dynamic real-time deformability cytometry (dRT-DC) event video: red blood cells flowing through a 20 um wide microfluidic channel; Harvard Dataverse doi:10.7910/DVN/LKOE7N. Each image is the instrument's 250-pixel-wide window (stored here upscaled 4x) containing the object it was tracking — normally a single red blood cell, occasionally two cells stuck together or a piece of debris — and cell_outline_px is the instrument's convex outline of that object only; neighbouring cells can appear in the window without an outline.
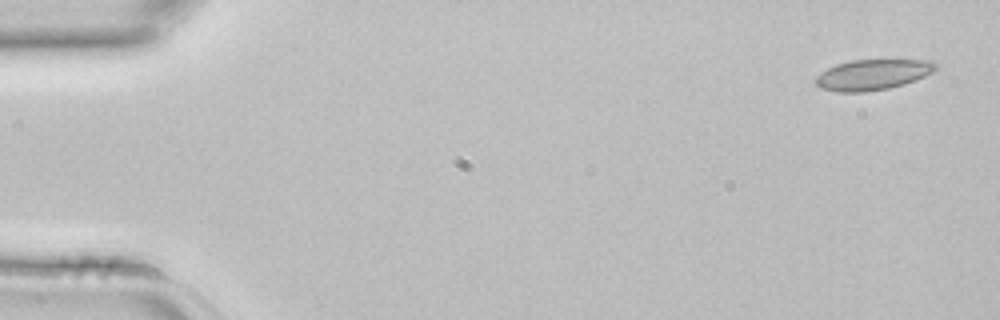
{"species": "common noctule bat (a hibernating species)", "species_latin": "Nyctalus noctula", "temperature_condition": "room temperature", "stored_images_in_passage": 5, "segment_of_instrument_passage": [1, 2], "camera_frame_rate_fps": 3000, "um_per_image_px": 0.085, "animal": {"sex": "female", "body_mass_g": 22.7, "forearm_length_mm": 54.2}, "frame": {"image": 1, "passage_image": 1, "time_ms": 0.0, "image_size_px": [1000, 320], "cell_outline_px": [[936, 68], [932, 72], [916, 80], [904, 84], [888, 88], [864, 92], [836, 92], [820, 88], [816, 84], [816, 76], [828, 68], [836, 64], [852, 60], [932, 60], [936, 64]], "centroid_in_image_um": [74.16, 6.35], "position_along_channel_um": 10.8, "area_um2": 21.27}}
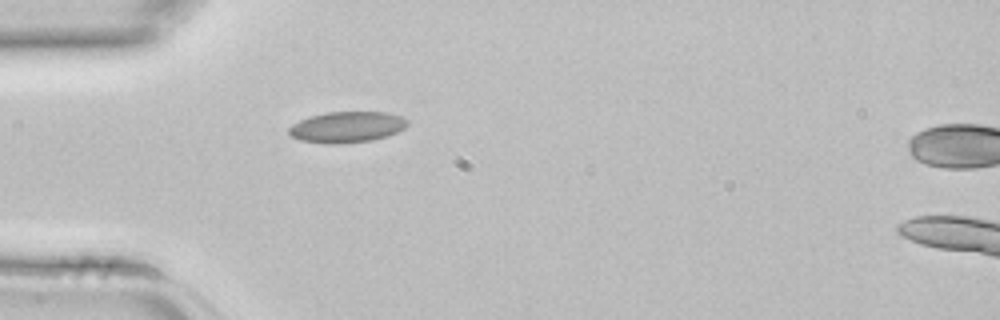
{"frame": {"image": 2, "passage_image": 4, "time_ms": 1.0, "image_size_px": [1000, 320], "cell_outline_px": [[408, 124], [404, 128], [388, 136], [372, 140], [332, 144], [300, 140], [292, 136], [288, 132], [288, 128], [292, 124], [308, 116], [328, 112], [388, 112], [400, 116], [408, 120]], "centroid_in_image_um": [29.48, 10.79], "position_along_channel_um": 55.5, "area_um2": 21.33}}